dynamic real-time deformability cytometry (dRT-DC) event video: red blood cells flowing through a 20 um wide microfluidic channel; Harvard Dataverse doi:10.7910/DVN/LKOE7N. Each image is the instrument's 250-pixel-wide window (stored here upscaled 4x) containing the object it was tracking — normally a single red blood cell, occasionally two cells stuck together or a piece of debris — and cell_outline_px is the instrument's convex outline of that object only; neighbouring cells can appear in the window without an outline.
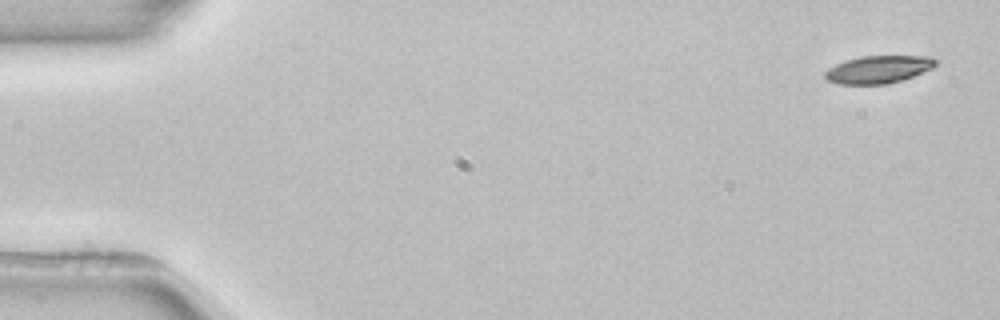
{"species": "common noctule bat (a hibernating species)", "species_latin": "Nyctalus noctula", "temperature_condition": "room temperature", "stored_images_in_passage": 5, "camera_frame_rate_fps": 3000, "um_per_image_px": 0.085, "animal": {"sex": "female", "body_mass_g": 22.7, "forearm_length_mm": 54.2}, "frame": {"image": 1, "passage_image": 1, "time_ms": 0.0, "image_size_px": [1000, 320], "cell_outline_px": [[936, 64], [932, 68], [912, 76], [888, 84], [836, 84], [828, 80], [824, 76], [824, 72], [828, 68], [836, 64], [860, 56], [932, 56], [936, 60]], "centroid_in_image_um": [74.64, 5.9], "position_along_channel_um": 10.4, "area_um2": 17.69}}